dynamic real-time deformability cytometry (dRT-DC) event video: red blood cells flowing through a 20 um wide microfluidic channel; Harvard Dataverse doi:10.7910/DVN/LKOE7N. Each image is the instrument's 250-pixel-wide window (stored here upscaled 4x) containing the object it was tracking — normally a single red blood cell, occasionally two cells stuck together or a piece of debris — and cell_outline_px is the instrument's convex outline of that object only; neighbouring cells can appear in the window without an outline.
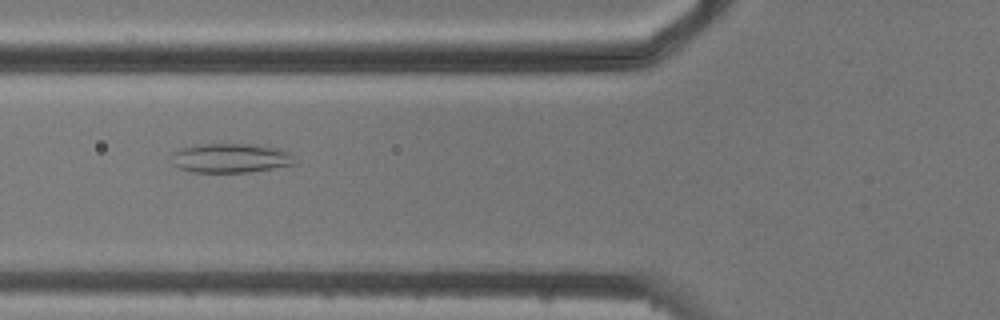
{"species": "common noctule bat (a hibernating species)", "species_latin": "Nyctalus noctula", "temperature_condition": "cold", "stored_images_in_passage": 8, "camera_frame_rate_fps": 3000, "um_per_image_px": 0.085, "animal": {"sex": "male", "body_mass_g": 20.5, "forearm_length_mm": 52.5}, "frame": {"image": 1, "passage_image": 6, "time_ms": 5.667, "image_size_px": [1000, 320], "cell_outline_px": [[296, 164], [248, 172], [192, 172], [180, 168], [172, 164], [172, 152], [192, 144], [260, 144], [280, 148], [288, 152], [292, 156]], "centroid_in_image_um": [19.59, 13.42], "position_along_channel_um": 106.2, "area_um2": 21.21}}